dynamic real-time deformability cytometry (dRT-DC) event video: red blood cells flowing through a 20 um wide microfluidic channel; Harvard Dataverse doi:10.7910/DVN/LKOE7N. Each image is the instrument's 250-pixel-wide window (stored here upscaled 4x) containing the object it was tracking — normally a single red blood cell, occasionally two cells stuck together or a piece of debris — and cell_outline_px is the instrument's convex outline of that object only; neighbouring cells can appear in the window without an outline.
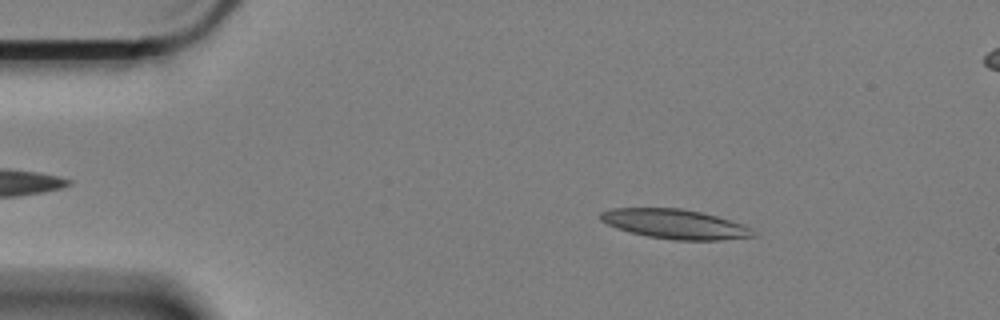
{"species": "Egyptian fruit bat (a non-hibernating species)", "species_latin": "Rousettus aegyptiacus", "temperature_condition": "cold", "stored_images_in_passage": 60, "segment_of_instrument_passage": [1, 2], "camera_frame_rate_fps": 3000, "um_per_image_px": 0.085, "animal": {"sex": "female"}, "frame": {"image": 1, "passage_image": 9, "time_ms": 2.667, "image_size_px": [1000, 320], "cell_outline_px": [[756, 236], [720, 240], [676, 240], [648, 236], [616, 228], [600, 220], [600, 212], [612, 208], [680, 208], [700, 212], [716, 216], [744, 224], [752, 228]], "centroid_in_image_um": [57.39, 19.04], "position_along_channel_um": 27.6, "area_um2": 26.13}}
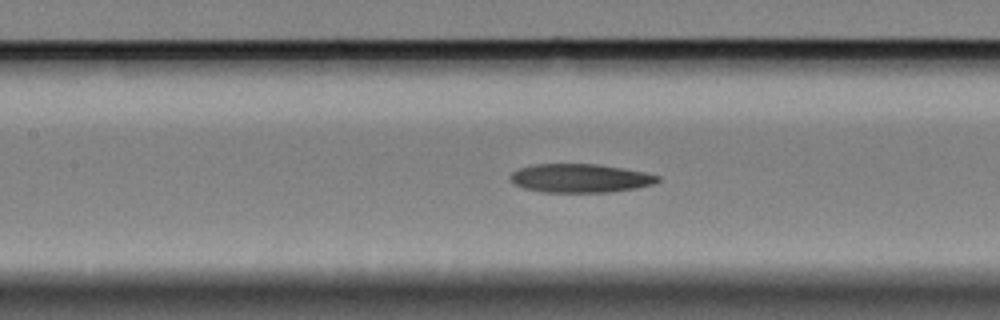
{"frame": {"image": 2, "passage_image": 26, "time_ms": 8.333, "image_size_px": [1000, 320], "cell_outline_px": [[660, 180], [652, 184], [636, 188], [608, 192], [544, 192], [524, 188], [516, 184], [508, 176], [512, 172], [520, 168], [536, 164], [596, 164], [644, 172], [660, 176]], "centroid_in_image_um": [49.31, 15.15], "position_along_channel_um": 158.1, "area_um2": 24.33}}
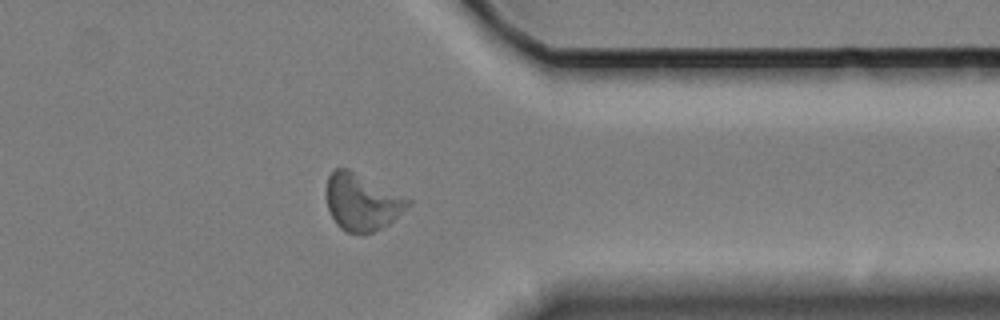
{"frame": {"image": 3, "passage_image": 47, "time_ms": 15.333, "image_size_px": [1000, 320], "cell_outline_px": [[412, 204], [388, 224], [364, 236], [360, 236], [344, 232], [336, 224], [328, 208], [328, 176], [336, 168], [348, 168], [412, 200]], "centroid_in_image_um": [30.78, 17.22], "position_along_channel_um": 380.6, "area_um2": 26.93}}